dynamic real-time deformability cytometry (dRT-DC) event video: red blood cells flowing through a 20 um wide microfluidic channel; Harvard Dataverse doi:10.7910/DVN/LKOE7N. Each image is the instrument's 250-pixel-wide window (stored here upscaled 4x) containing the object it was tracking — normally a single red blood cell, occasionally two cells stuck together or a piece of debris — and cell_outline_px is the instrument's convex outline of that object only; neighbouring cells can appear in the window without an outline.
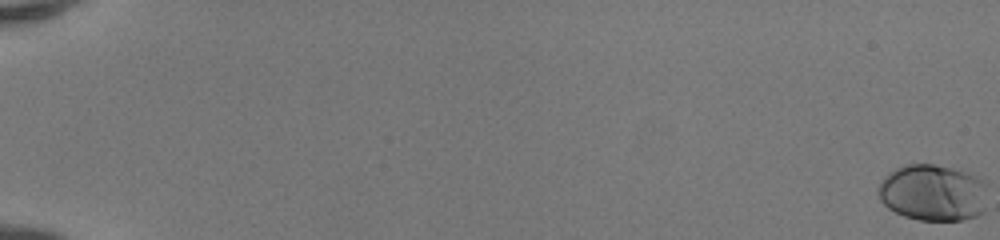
{"species": "human", "species_latin": "Homo sapiens", "temperature_condition": "room temperature", "stored_images_in_passage": 53, "camera_frame_rate_fps": 3000, "um_per_image_px": 0.085, "donor": {"sex": "female"}, "frame": {"image": 1, "passage_image": 1, "time_ms": 0.0, "image_size_px": [1000, 240], "cell_outline_px": [[984, 212], [976, 216], [964, 220], [920, 220], [904, 216], [888, 208], [880, 200], [876, 188], [884, 176], [888, 172], [904, 164], [932, 164], [964, 172], [976, 176], [984, 180]], "centroid_in_image_um": [79.24, 16.38], "position_along_channel_um": 5.8, "area_um2": 35.95}}
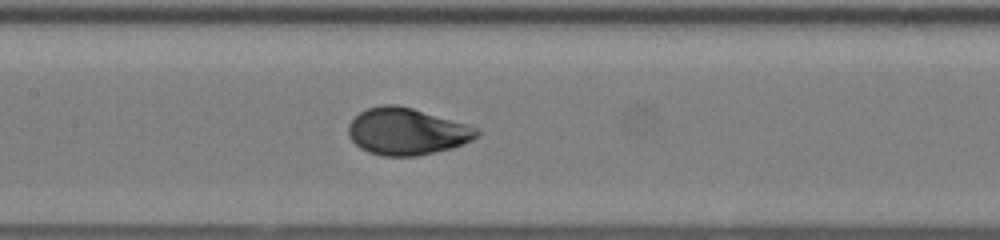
{"frame": {"image": 2, "passage_image": 29, "time_ms": 9.333, "image_size_px": [1000, 240], "cell_outline_px": [[484, 132], [480, 136], [464, 144], [452, 148], [416, 156], [380, 156], [368, 152], [360, 148], [348, 136], [348, 124], [360, 112], [368, 108], [384, 104], [396, 104], [412, 108], [468, 124], [480, 128]], "centroid_in_image_um": [34.62, 11.18], "position_along_channel_um": 172.8, "area_um2": 35.43}}
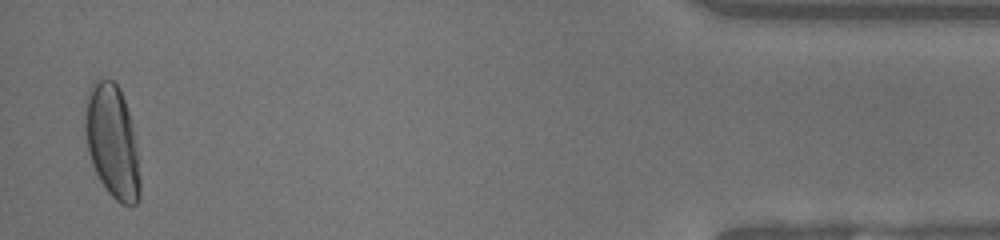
{"frame": {"image": 3, "passage_image": 52, "time_ms": 17.0, "image_size_px": [1000, 240], "cell_outline_px": [[140, 196], [136, 204], [120, 204], [108, 192], [100, 180], [92, 164], [88, 152], [84, 128], [84, 100], [92, 80], [112, 80], [120, 88], [132, 124], [140, 180]], "centroid_in_image_um": [9.5, 12.0], "position_along_channel_um": 425.7, "area_um2": 36.24}, "authors_computed_cell_mechanics": {"area_um2": 34.68, "velocity_mm_per_s": 4.1768, "shape_relaxation_time_tau1_ms": 3.399, "shape_relaxation_time_tau2_ms": null, "deformation_change_tau1": 0.1709, "deformation_change_tau2": null}}